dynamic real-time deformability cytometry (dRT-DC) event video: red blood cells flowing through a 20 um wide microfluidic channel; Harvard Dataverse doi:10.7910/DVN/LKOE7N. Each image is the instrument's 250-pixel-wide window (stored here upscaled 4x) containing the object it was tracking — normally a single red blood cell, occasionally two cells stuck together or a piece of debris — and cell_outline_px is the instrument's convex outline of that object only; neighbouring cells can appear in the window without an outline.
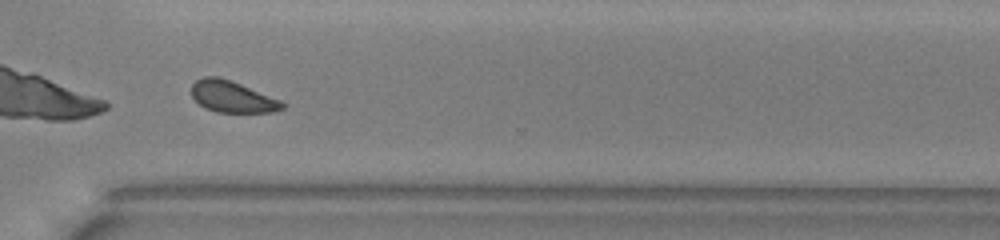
{"species": "common noctule bat (a hibernating species)", "species_latin": "Nyctalus noctula", "temperature_condition": "warm", "stored_images_in_passage": 27, "camera_frame_rate_fps": 3000, "um_per_image_px": 0.085, "animal": {"sex": "male", "body_mass_g": 13.0, "forearm_length_mm": 53.1}, "frame": {"image": 1, "passage_image": 23, "time_ms": 7.333, "image_size_px": [1000, 240], "cell_outline_px": [[288, 104], [284, 108], [272, 112], [216, 112], [204, 108], [192, 96], [192, 84], [196, 80], [204, 76], [220, 76], [232, 80], [280, 100]], "centroid_in_image_um": [19.75, 8.21], "position_along_channel_um": 350.9, "area_um2": 16.76}, "authors_computed_cell_mechanics": {"area_um2": 17.051, "velocity_mm_per_s": 3.9515, "shape_relaxation_time_tau1_ms": 5.0617, "shape_relaxation_time_tau2_ms": null, "deformation_change_tau1": 0.1082, "deformation_change_tau2": null}}